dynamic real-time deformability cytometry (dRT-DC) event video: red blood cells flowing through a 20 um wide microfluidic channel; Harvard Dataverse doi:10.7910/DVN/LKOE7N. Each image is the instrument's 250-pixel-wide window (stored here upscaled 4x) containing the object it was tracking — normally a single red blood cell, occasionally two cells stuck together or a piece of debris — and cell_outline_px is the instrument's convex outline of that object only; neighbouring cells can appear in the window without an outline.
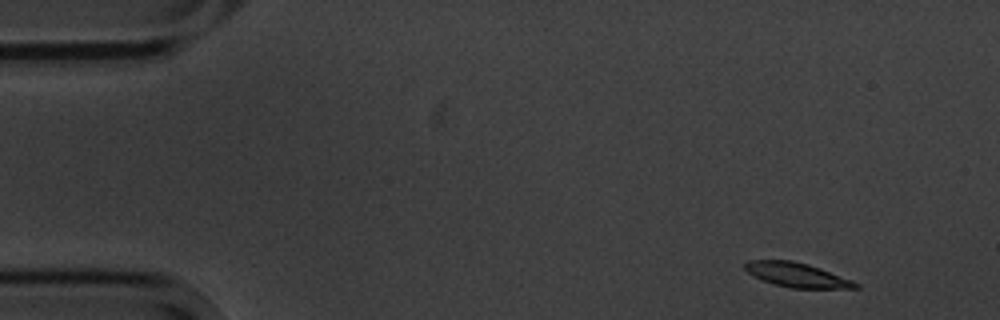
{"species": "common noctule bat (a hibernating species)", "species_latin": "Nyctalus noctula", "temperature_condition": "cold", "stored_images_in_passage": 5, "segment_of_instrument_passage": [1, 2], "camera_frame_rate_fps": 3000, "um_per_image_px": 0.085, "animal": {"sex": "male", "body_mass_g": 20.1, "forearm_length_mm": 53.5}, "frame": {"image": 1, "passage_image": 1, "time_ms": 0.0, "image_size_px": [1000, 320], "cell_outline_px": [[860, 288], [788, 288], [764, 280], [748, 272], [744, 268], [744, 264], [748, 260], [792, 260], [808, 264], [820, 268], [852, 280], [860, 284]], "centroid_in_image_um": [67.76, 23.36], "position_along_channel_um": 17.2, "area_um2": 15.55}}